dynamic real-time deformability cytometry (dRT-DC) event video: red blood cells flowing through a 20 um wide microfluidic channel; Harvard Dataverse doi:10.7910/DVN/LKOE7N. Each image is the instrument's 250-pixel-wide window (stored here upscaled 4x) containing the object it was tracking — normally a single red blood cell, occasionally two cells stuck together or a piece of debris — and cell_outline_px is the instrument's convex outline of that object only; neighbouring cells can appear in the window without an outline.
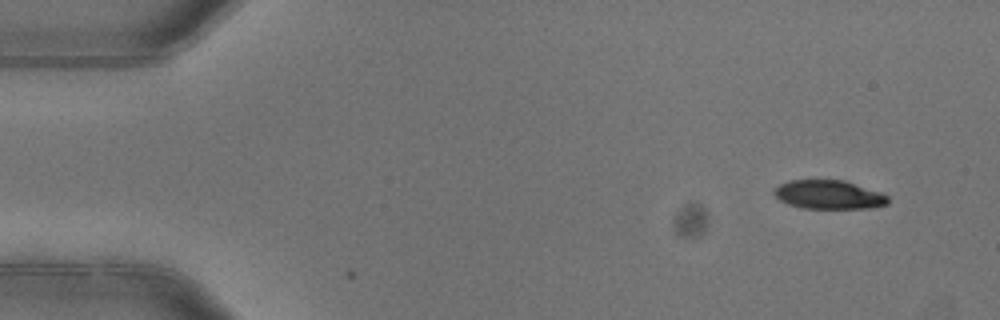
{"species": "common noctule bat (a hibernating species)", "species_latin": "Nyctalus noctula", "temperature_condition": "warm", "stored_images_in_passage": 4, "camera_frame_rate_fps": 3000, "um_per_image_px": 0.085, "animal": {"sex": "female"}, "frame": {"image": 1, "passage_image": 1, "time_ms": 0.0, "image_size_px": [1000, 320], "cell_outline_px": [[888, 204], [872, 208], [800, 208], [788, 204], [780, 200], [772, 192], [780, 184], [788, 180], [844, 180], [880, 192], [888, 196]], "centroid_in_image_um": [70.44, 16.55], "position_along_channel_um": 14.6, "area_um2": 19.07}}